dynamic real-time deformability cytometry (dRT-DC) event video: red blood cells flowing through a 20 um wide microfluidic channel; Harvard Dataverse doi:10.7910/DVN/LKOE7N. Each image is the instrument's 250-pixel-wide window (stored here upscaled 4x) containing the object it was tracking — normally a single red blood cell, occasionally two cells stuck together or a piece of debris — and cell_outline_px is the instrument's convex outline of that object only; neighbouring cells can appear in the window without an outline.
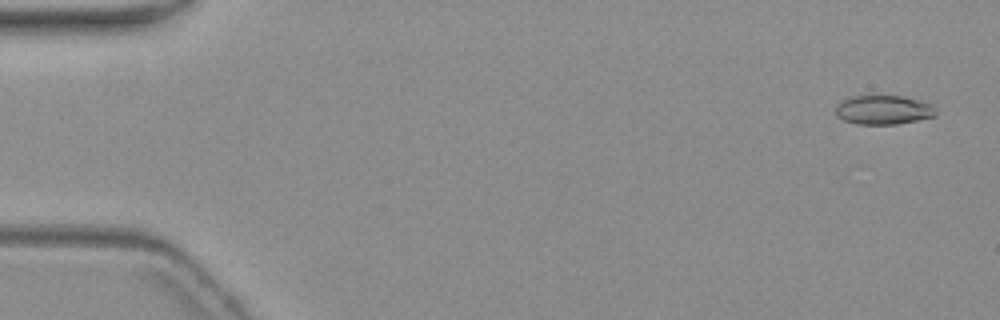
{"species": "common noctule bat (a hibernating species)", "species_latin": "Nyctalus noctula", "temperature_condition": "warm", "stored_images_in_passage": 5, "camera_frame_rate_fps": 3000, "um_per_image_px": 0.085, "animal": {"sex": "female", "body_mass_g": 19.3, "forearm_length_mm": 54.1}, "frame": {"image": 1, "passage_image": 1, "time_ms": 0.0, "image_size_px": [1000, 320], "cell_outline_px": [[936, 116], [896, 124], [856, 124], [844, 120], [836, 116], [836, 104], [840, 100], [848, 96], [900, 96], [920, 100], [932, 104], [936, 112]], "centroid_in_image_um": [75.05, 9.33], "position_along_channel_um": 9.9, "area_um2": 17.11}}
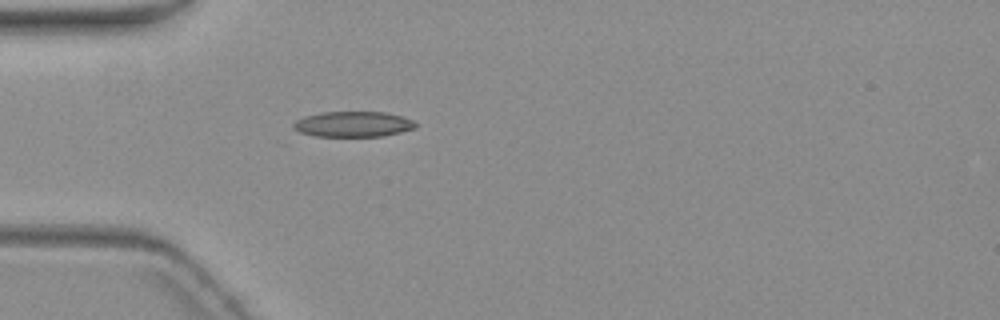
{"frame": {"image": 2, "passage_image": 5, "time_ms": 5.0, "image_size_px": [1000, 320], "cell_outline_px": [[416, 128], [384, 136], [316, 136], [300, 132], [292, 128], [292, 124], [296, 120], [304, 116], [320, 112], [384, 112], [400, 116], [412, 120], [416, 124]], "centroid_in_image_um": [29.98, 10.55], "position_along_channel_um": 55.0, "area_um2": 18.09}}